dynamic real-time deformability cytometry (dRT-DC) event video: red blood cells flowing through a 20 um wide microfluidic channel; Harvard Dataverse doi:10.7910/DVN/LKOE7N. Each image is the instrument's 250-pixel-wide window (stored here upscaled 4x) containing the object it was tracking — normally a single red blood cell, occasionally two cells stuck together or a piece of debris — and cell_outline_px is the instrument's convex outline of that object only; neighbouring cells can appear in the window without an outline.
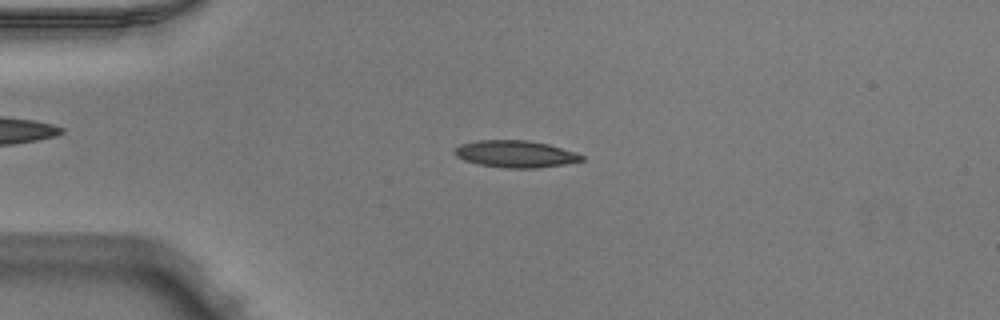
{"species": "Egyptian fruit bat (a non-hibernating species)", "species_latin": "Rousettus aegyptiacus", "temperature_condition": "warm", "stored_images_in_passage": 46, "camera_frame_rate_fps": 3000, "um_per_image_px": 0.085, "animal": {"sex": "male"}, "frame": {"image": 1, "passage_image": 8, "time_ms": 2.333, "image_size_px": [1000, 320], "cell_outline_px": [[584, 160], [564, 164], [536, 168], [504, 168], [480, 164], [464, 160], [456, 156], [452, 152], [460, 144], [476, 140], [528, 140], [548, 144], [576, 152], [584, 156]], "centroid_in_image_um": [43.81, 13.08], "position_along_channel_um": 41.2, "area_um2": 20.0}}
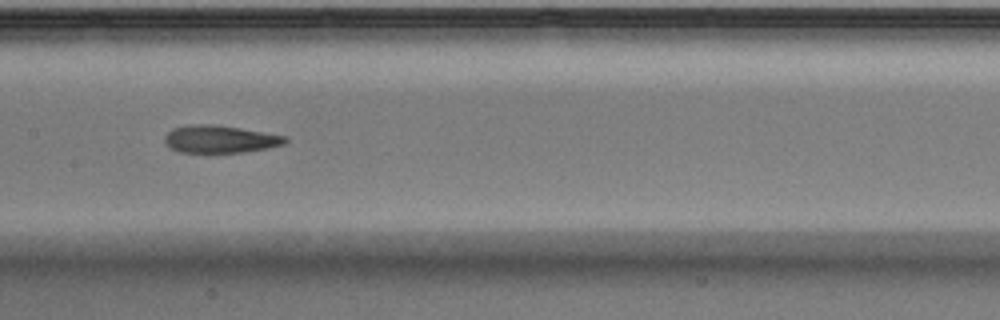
{"frame": {"image": 2, "passage_image": 21, "time_ms": 6.667, "image_size_px": [1000, 320], "cell_outline_px": [[288, 140], [284, 144], [268, 148], [244, 152], [180, 152], [168, 148], [164, 140], [164, 136], [172, 128], [188, 124], [216, 124], [288, 136]], "centroid_in_image_um": [18.68, 11.82], "position_along_channel_um": 188.7, "area_um2": 19.54}}
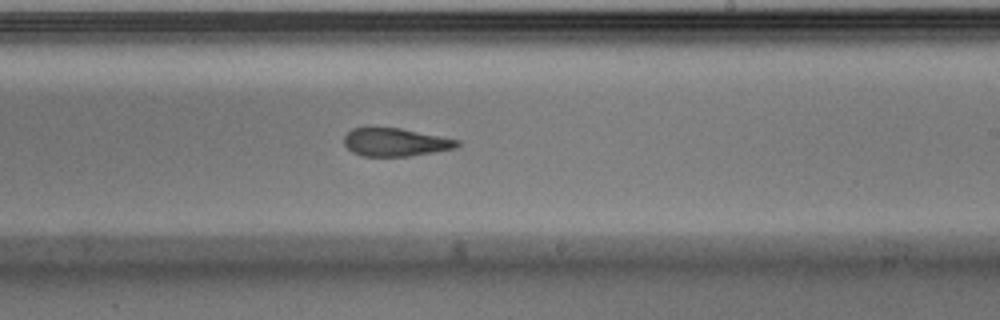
{"frame": {"image": 3, "passage_image": 26, "time_ms": 8.333, "image_size_px": [1000, 320], "cell_outline_px": [[460, 144], [456, 148], [408, 156], [360, 156], [352, 152], [344, 144], [344, 136], [352, 128], [400, 128], [460, 140]], "centroid_in_image_um": [33.6, 12.09], "position_along_channel_um": 255.4, "area_um2": 18.38}, "authors_computed_cell_mechanics": {"area_um2": 19.941, "velocity_mm_per_s": 4.0221, "shape_relaxation_time_tau1_ms": 8.8479, "shape_relaxation_time_tau2_ms": 2.352, "deformation_change_tau1": 0.2598, "deformation_change_tau2": 0.1218}}